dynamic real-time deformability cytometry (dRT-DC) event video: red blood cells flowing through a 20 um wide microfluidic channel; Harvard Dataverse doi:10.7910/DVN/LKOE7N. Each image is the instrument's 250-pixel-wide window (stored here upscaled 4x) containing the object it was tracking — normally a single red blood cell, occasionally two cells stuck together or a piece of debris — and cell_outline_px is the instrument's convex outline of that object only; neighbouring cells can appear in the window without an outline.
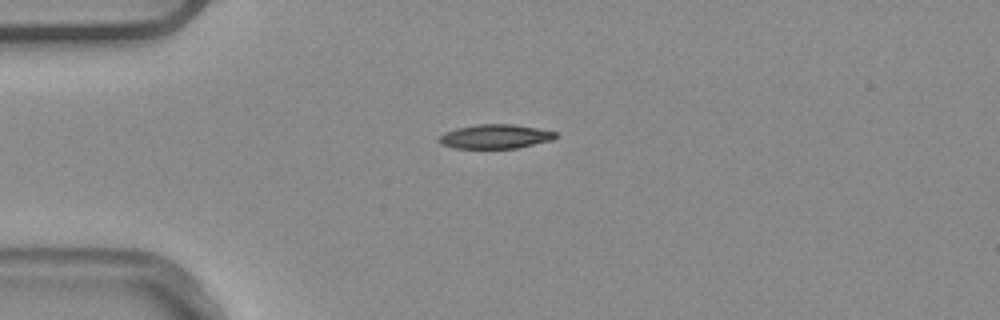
{"species": "common noctule bat (a hibernating species)", "species_latin": "Nyctalus noctula", "temperature_condition": "warm", "stored_images_in_passage": 3, "camera_frame_rate_fps": 3000, "um_per_image_px": 0.085, "animal": {"sex": "male", "body_mass_g": 20.4}, "frame": {"image": 1, "passage_image": 1, "time_ms": 0.0, "image_size_px": [1000, 320], "cell_outline_px": [[560, 136], [552, 140], [516, 148], [452, 148], [440, 144], [436, 140], [444, 132], [456, 128], [476, 124], [512, 124], [536, 128], [556, 132]], "centroid_in_image_um": [42.06, 11.6], "position_along_channel_um": 42.9, "area_um2": 16.53}}